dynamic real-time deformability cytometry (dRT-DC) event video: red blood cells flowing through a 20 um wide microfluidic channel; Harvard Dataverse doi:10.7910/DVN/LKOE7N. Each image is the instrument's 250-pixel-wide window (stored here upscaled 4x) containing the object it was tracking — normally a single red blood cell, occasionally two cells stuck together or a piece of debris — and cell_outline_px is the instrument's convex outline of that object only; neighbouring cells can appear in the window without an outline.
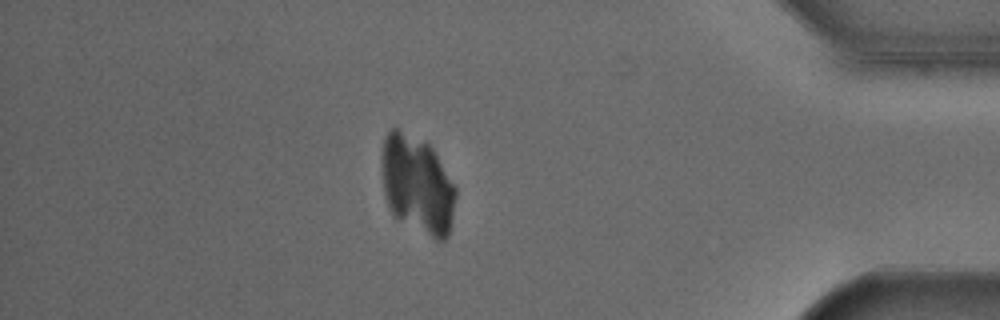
{"species": "Egyptian fruit bat (a non-hibernating species)", "species_latin": "Rousettus aegyptiacus", "temperature_condition": "cold", "stored_images_in_passage": 44, "camera_frame_rate_fps": 3000, "um_per_image_px": 0.085, "animal": {"sex": "male"}, "frame": {"image": 1, "passage_image": 39, "time_ms": 12.667, "image_size_px": [1000, 320], "cell_outline_px": [[456, 196], [452, 224], [448, 236], [444, 240], [436, 240], [392, 216], [384, 196], [380, 160], [380, 156], [384, 136], [392, 128], [396, 128], [428, 144], [432, 148], [456, 188]], "centroid_in_image_um": [35.43, 15.72], "position_along_channel_um": 399.8, "area_um2": 42.66}}